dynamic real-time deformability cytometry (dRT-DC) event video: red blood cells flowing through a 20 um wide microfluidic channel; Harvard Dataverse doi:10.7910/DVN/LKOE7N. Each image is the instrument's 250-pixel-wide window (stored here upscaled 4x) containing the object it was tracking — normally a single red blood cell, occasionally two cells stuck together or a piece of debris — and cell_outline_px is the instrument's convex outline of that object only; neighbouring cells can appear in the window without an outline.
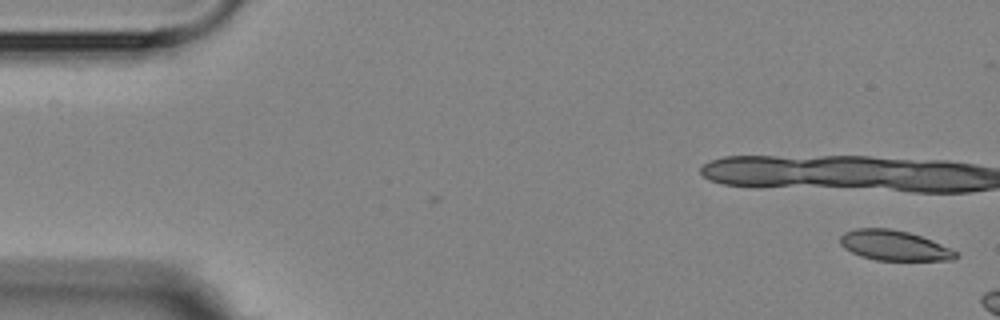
{"species": "Egyptian fruit bat (a non-hibernating species)", "species_latin": "Rousettus aegyptiacus", "temperature_condition": "room temperature", "stored_images_in_passage": 3, "camera_frame_rate_fps": 3000, "um_per_image_px": 0.085, "animal": {"sex": "female"}, "frame": {"image": 1, "passage_image": 1, "time_ms": 0.0, "image_size_px": [1000, 320], "cell_outline_px": [[960, 256], [952, 260], [876, 260], [860, 256], [844, 248], [840, 244], [840, 236], [844, 232], [856, 228], [888, 228], [908, 232], [932, 240], [956, 252]], "centroid_in_image_um": [75.97, 20.86], "position_along_channel_um": 9.0, "area_um2": 20.17}}